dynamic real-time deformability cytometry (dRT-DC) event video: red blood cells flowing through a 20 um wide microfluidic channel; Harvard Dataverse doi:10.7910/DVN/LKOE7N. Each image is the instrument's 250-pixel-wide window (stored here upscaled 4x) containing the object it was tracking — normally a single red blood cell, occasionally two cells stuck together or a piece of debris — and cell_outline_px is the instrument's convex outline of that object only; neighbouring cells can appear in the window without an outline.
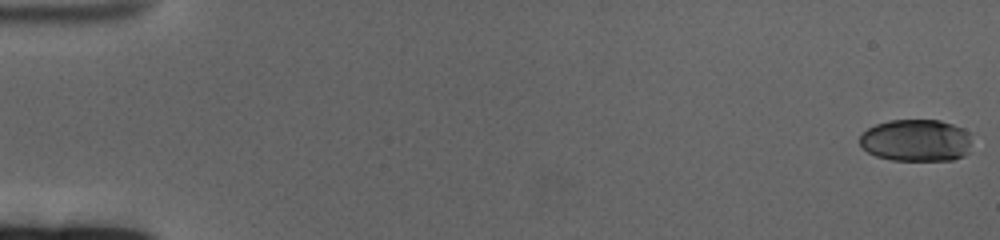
{"species": "human", "species_latin": "Homo sapiens", "temperature_condition": "cold", "stored_images_in_passage": 62, "camera_frame_rate_fps": 3000, "um_per_image_px": 0.085, "donor": {"sex": "female"}, "frame": {"image": 1, "passage_image": 1, "time_ms": 0.0, "image_size_px": [1000, 240], "cell_outline_px": [[972, 132], [968, 152], [964, 156], [952, 160], [892, 160], [876, 156], [868, 152], [860, 144], [860, 136], [868, 128], [876, 124], [888, 120], [940, 120], [964, 128]], "centroid_in_image_um": [77.91, 11.93], "position_along_channel_um": 7.1, "area_um2": 27.74}}
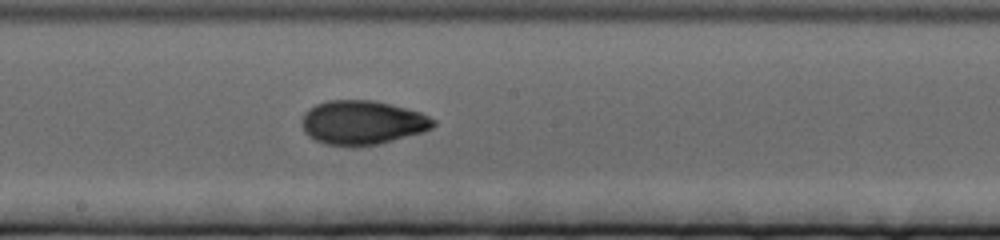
{"frame": {"image": 2, "passage_image": 35, "time_ms": 11.333, "image_size_px": [1000, 240], "cell_outline_px": [[436, 124], [432, 128], [424, 132], [380, 144], [348, 148], [324, 144], [308, 136], [304, 132], [300, 120], [304, 112], [308, 108], [316, 104], [328, 100], [372, 100], [420, 112], [436, 120]], "centroid_in_image_um": [30.76, 10.44], "position_along_channel_um": 217.4, "area_um2": 34.33}}
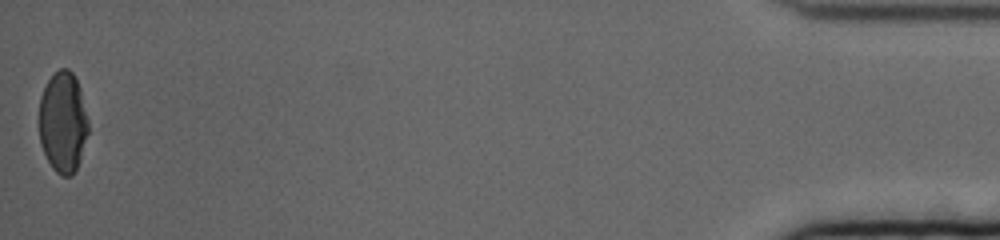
{"frame": {"image": 3, "passage_image": 62, "time_ms": 20.333, "image_size_px": [1000, 240], "cell_outline_px": [[88, 132], [80, 160], [72, 176], [60, 176], [52, 168], [40, 144], [40, 96], [48, 80], [60, 68], [68, 68], [72, 72], [80, 88], [88, 120]], "centroid_in_image_um": [5.36, 10.4], "position_along_channel_um": 429.8, "area_um2": 28.78}, "authors_computed_cell_mechanics": {"area_um2": 31.9345, "velocity_mm_per_s": 3.3307, "shape_relaxation_time_tau1_ms": 5.4208, "shape_relaxation_time_tau2_ms": 3.7467, "deformation_change_tau1": 0.1633, "deformation_change_tau2": 0.0697}}